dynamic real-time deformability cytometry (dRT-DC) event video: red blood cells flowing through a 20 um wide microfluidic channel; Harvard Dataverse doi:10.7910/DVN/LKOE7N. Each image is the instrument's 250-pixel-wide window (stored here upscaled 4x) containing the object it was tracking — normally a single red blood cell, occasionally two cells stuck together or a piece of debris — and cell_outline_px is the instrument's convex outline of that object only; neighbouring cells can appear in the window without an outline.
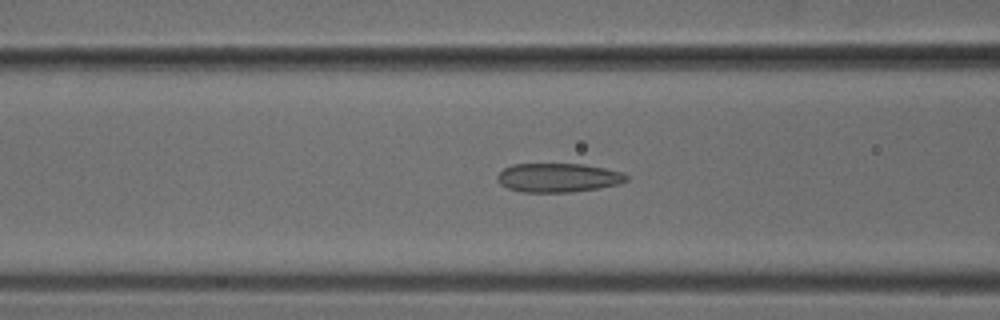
{"species": "common noctule bat (a hibernating species)", "species_latin": "Nyctalus noctula", "temperature_condition": "cold", "stored_images_in_passage": 40, "camera_frame_rate_fps": 3000, "um_per_image_px": 0.085, "animal": {"sex": "male", "body_mass_g": 18.8}, "frame": {"image": 1, "passage_image": 10, "time_ms": 3.0, "image_size_px": [1000, 320], "cell_outline_px": [[628, 180], [620, 184], [572, 192], [520, 192], [508, 188], [500, 184], [496, 180], [496, 176], [504, 168], [512, 164], [584, 164], [624, 172], [628, 176]], "centroid_in_image_um": [47.44, 15.1], "position_along_channel_um": 119.2, "area_um2": 21.91}}
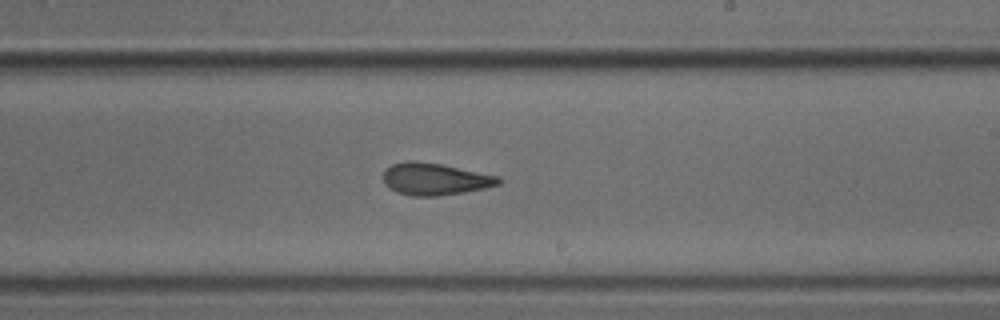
{"frame": {"image": 2, "passage_image": 20, "time_ms": 6.333, "image_size_px": [1000, 320], "cell_outline_px": [[500, 184], [484, 188], [464, 192], [436, 196], [412, 196], [396, 192], [388, 188], [384, 184], [384, 172], [392, 164], [412, 160], [440, 164], [500, 176]], "centroid_in_image_um": [36.96, 15.23], "position_along_channel_um": 252.0, "area_um2": 21.39}}
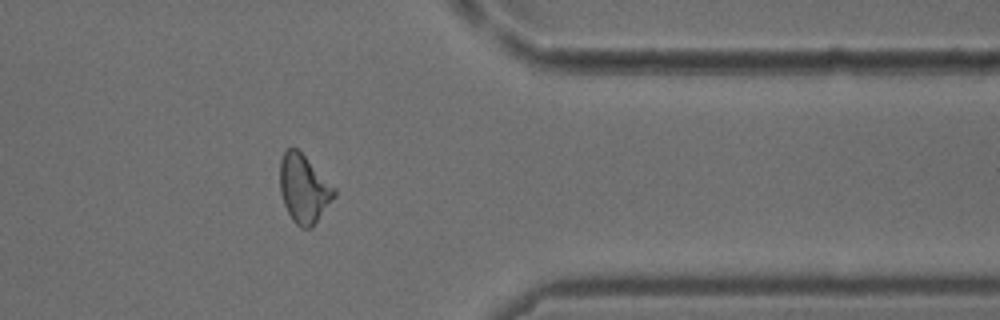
{"frame": {"image": 3, "passage_image": 31, "time_ms": 10.0, "image_size_px": [1000, 320], "cell_outline_px": [[336, 196], [312, 228], [300, 228], [292, 220], [284, 204], [280, 192], [280, 160], [284, 152], [288, 148], [296, 148], [336, 188]], "centroid_in_image_um": [25.83, 16.08], "position_along_channel_um": 385.6, "area_um2": 21.5}}